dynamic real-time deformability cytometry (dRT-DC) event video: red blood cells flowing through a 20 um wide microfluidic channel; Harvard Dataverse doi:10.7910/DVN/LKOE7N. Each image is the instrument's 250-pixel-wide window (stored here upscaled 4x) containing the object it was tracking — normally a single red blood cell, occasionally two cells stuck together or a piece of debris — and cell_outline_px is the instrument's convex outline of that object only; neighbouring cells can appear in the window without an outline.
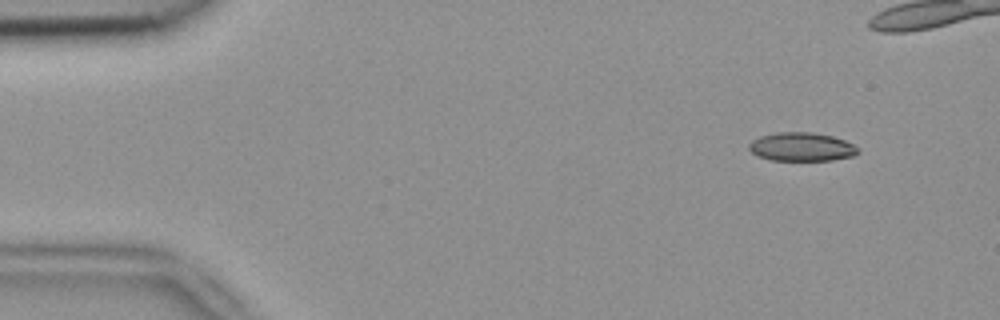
{"species": "common noctule bat (a hibernating species)", "species_latin": "Nyctalus noctula", "temperature_condition": "room temperature", "stored_images_in_passage": 3, "camera_frame_rate_fps": 3000, "um_per_image_px": 0.085, "animal": {"sex": "female", "body_mass_g": 18.4}, "frame": {"image": 1, "passage_image": 1, "time_ms": 0.0, "image_size_px": [1000, 320], "cell_outline_px": [[860, 152], [852, 156], [832, 160], [772, 160], [756, 156], [748, 148], [748, 144], [752, 140], [760, 136], [776, 132], [812, 132], [832, 136], [844, 140], [860, 148]], "centroid_in_image_um": [68.12, 12.48], "position_along_channel_um": 16.9, "area_um2": 18.26}}